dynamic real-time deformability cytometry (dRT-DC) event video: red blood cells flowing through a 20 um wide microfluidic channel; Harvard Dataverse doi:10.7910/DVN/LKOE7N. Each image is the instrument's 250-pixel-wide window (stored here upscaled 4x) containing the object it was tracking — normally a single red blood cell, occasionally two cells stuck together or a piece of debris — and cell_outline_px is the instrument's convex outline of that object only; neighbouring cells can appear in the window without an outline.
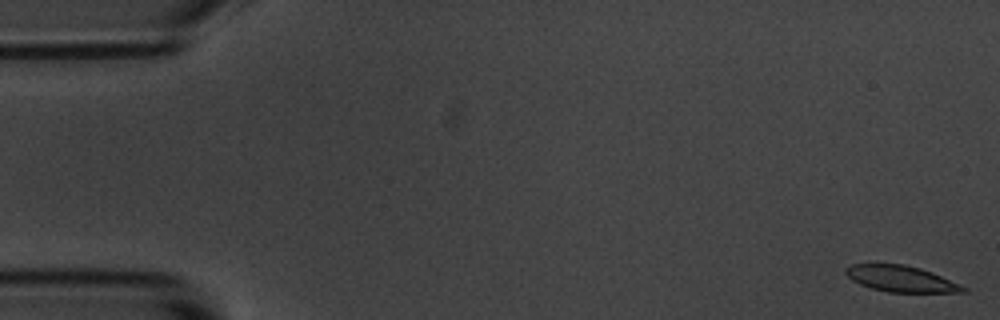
{"species": "common noctule bat (a hibernating species)", "species_latin": "Nyctalus noctula", "temperature_condition": "room temperature", "stored_images_in_passage": 55, "camera_frame_rate_fps": 3000, "um_per_image_px": 0.085, "animal": {"sex": "male", "body_mass_g": 20.1, "forearm_length_mm": 53.5}, "frame": {"image": 1, "passage_image": 1, "time_ms": 0.0, "image_size_px": [1000, 320], "cell_outline_px": [[968, 292], [888, 292], [872, 288], [860, 284], [852, 280], [844, 272], [844, 268], [852, 264], [904, 264], [920, 268], [932, 272], [960, 284], [968, 288]], "centroid_in_image_um": [76.59, 23.69], "position_along_channel_um": 8.4, "area_um2": 17.86}}
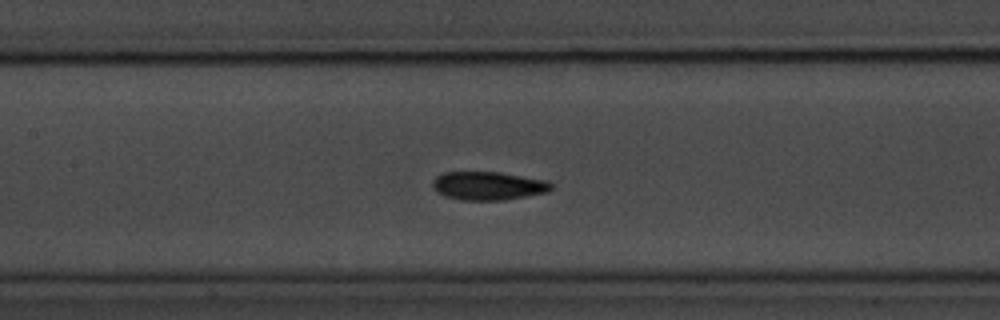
{"frame": {"image": 2, "passage_image": 25, "time_ms": 8.0, "image_size_px": [1000, 320], "cell_outline_px": [[552, 188], [548, 192], [504, 200], [460, 200], [444, 196], [436, 192], [432, 188], [432, 180], [436, 176], [444, 172], [500, 172], [548, 180], [552, 184]], "centroid_in_image_um": [41.48, 15.79], "position_along_channel_um": 165.9, "area_um2": 19.88}}
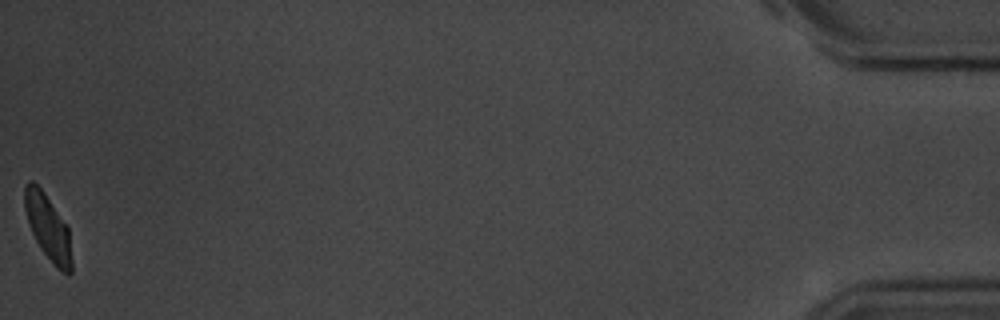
{"frame": {"image": 3, "passage_image": 55, "time_ms": 18.0, "image_size_px": [1000, 320], "cell_outline_px": [[72, 272], [68, 276], [56, 268], [40, 248], [28, 224], [24, 208], [24, 184], [28, 180], [32, 180], [44, 192], [68, 224], [72, 260]], "centroid_in_image_um": [4.09, 19.33], "position_along_channel_um": 431.1, "area_um2": 18.38}, "authors_computed_cell_mechanics": {"area_um2": 19.074, "velocity_mm_per_s": 3.6398, "shape_relaxation_time_tau1_ms": 3.438, "shape_relaxation_time_tau2_ms": 1.6108, "deformation_change_tau1": 0.1366, "deformation_change_tau2": 0.0573}}